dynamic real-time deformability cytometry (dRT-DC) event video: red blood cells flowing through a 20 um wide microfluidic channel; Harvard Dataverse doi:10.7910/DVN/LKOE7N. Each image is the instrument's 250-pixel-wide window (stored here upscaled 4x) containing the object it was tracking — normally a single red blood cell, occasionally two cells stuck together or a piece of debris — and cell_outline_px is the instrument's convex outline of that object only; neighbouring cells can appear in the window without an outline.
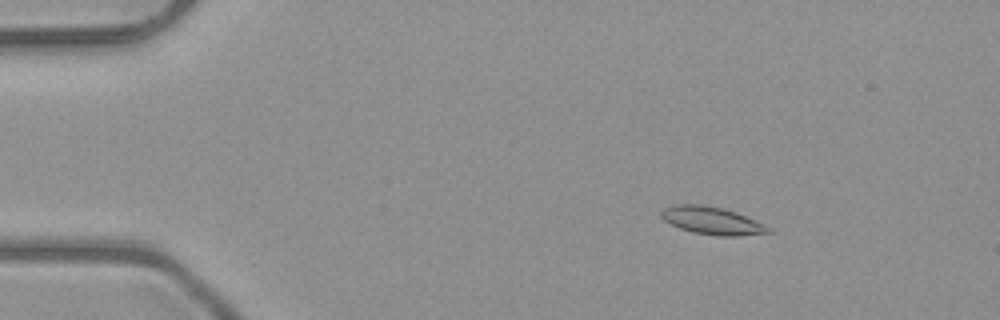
{"species": "common noctule bat (a hibernating species)", "species_latin": "Nyctalus noctula", "temperature_condition": "room temperature", "stored_images_in_passage": 53, "camera_frame_rate_fps": 3000, "um_per_image_px": 0.085, "animal": {"sex": "male", "body_mass_g": 23.1, "forearm_length_mm": 52.7}, "frame": {"image": 1, "passage_image": 9, "time_ms": 2.667, "image_size_px": [1000, 320], "cell_outline_px": [[772, 232], [736, 236], [716, 236], [692, 232], [680, 228], [664, 220], [660, 216], [660, 212], [664, 208], [676, 204], [700, 204], [724, 208], [736, 212], [764, 224], [772, 228]], "centroid_in_image_um": [60.52, 18.75], "position_along_channel_um": 24.5, "area_um2": 17.28}}
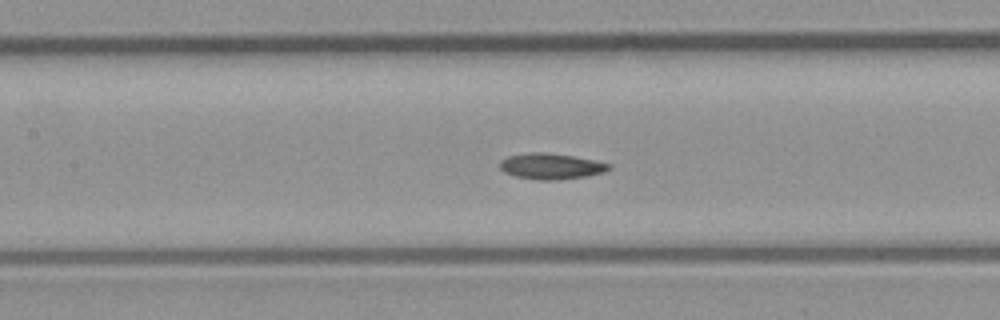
{"frame": {"image": 2, "passage_image": 25, "time_ms": 8.0, "image_size_px": [1000, 320], "cell_outline_px": [[612, 168], [604, 172], [588, 176], [552, 180], [536, 180], [516, 176], [504, 172], [500, 168], [500, 160], [508, 156], [532, 152], [540, 152], [572, 156], [596, 160], [612, 164]], "centroid_in_image_um": [46.86, 14.13], "position_along_channel_um": 160.5, "area_um2": 16.42}}
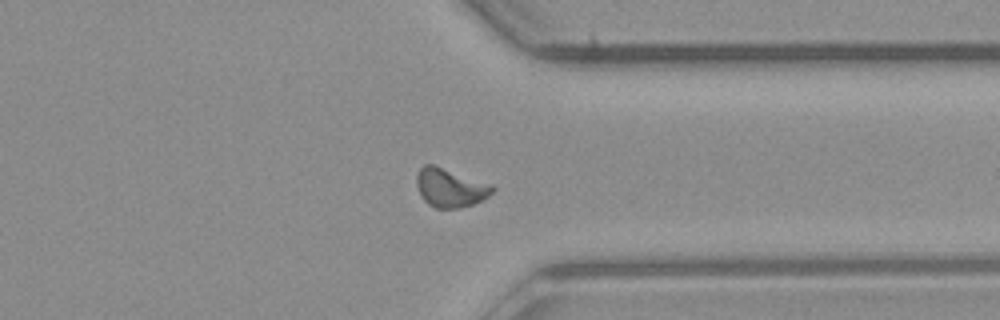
{"frame": {"image": 3, "passage_image": 41, "time_ms": 13.333, "image_size_px": [1000, 320], "cell_outline_px": [[496, 188], [488, 196], [472, 204], [460, 208], [436, 208], [428, 204], [420, 196], [416, 184], [416, 176], [420, 168], [424, 164], [432, 164], [492, 184]], "centroid_in_image_um": [38.24, 15.95], "position_along_channel_um": 373.2, "area_um2": 17.05}, "authors_computed_cell_mechanics": {"area_um2": 16.2418, "velocity_mm_per_s": 4.0303, "shape_relaxation_time_tau1_ms": 5.9002, "shape_relaxation_time_tau2_ms": null, "deformation_change_tau1": 0.1434, "deformation_change_tau2": null}}